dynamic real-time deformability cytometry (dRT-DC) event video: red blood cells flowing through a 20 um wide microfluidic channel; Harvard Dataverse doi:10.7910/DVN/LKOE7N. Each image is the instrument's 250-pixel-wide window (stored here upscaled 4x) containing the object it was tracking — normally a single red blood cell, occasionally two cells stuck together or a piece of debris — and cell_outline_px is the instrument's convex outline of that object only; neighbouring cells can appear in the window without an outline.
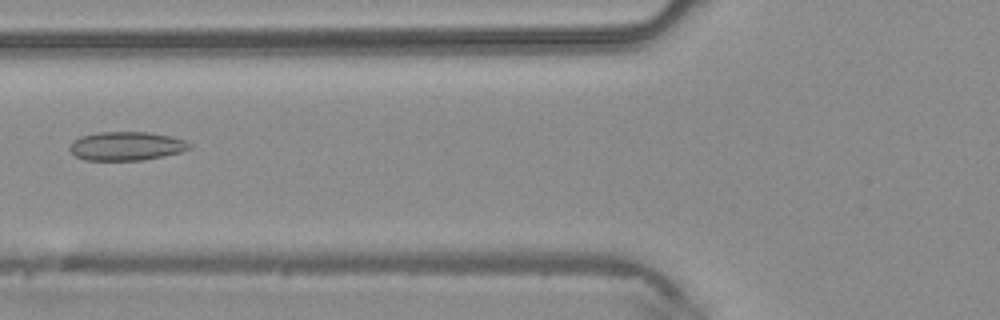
{"species": "common noctule bat (a hibernating species)", "species_latin": "Nyctalus noctula", "temperature_condition": "warm", "stored_images_in_passage": 4, "camera_frame_rate_fps": 3000, "um_per_image_px": 0.085, "animal": {"sex": "male", "body_mass_g": 20.4}, "frame": {"image": 1, "passage_image": 4, "time_ms": 1.0, "image_size_px": [1000, 320], "cell_outline_px": [[192, 148], [180, 152], [164, 156], [144, 160], [84, 160], [76, 156], [68, 148], [72, 140], [80, 136], [100, 132], [148, 132], [172, 136], [184, 140], [192, 144]], "centroid_in_image_um": [10.75, 12.41], "position_along_channel_um": 115.1, "area_um2": 20.23}}